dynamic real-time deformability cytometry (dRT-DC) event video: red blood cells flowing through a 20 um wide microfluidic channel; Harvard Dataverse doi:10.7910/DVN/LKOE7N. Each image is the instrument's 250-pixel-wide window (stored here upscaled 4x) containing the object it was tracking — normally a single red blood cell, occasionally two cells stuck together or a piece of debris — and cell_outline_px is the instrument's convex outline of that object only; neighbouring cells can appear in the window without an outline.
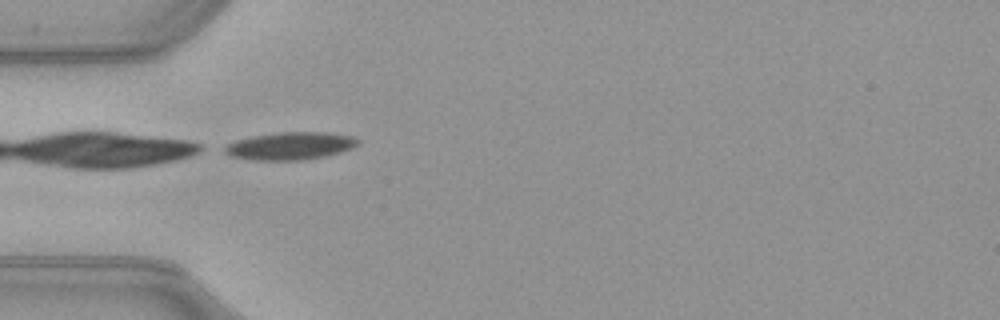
{"species": "common noctule bat (a hibernating species)", "species_latin": "Nyctalus noctula", "temperature_condition": "warm", "stored_images_in_passage": 21, "camera_frame_rate_fps": 3000, "um_per_image_px": 0.085, "animal": {"sex": "female", "body_mass_g": 21.9}, "frame": {"image": 1, "passage_image": 1, "time_ms": 0.0, "image_size_px": [1000, 320], "cell_outline_px": [[360, 144], [352, 148], [340, 152], [324, 156], [304, 160], [252, 160], [228, 156], [216, 148], [224, 144], [236, 140], [252, 136], [280, 132], [324, 132], [352, 136], [360, 140]], "centroid_in_image_um": [24.56, 12.41], "position_along_channel_um": 60.4, "area_um2": 21.91}}